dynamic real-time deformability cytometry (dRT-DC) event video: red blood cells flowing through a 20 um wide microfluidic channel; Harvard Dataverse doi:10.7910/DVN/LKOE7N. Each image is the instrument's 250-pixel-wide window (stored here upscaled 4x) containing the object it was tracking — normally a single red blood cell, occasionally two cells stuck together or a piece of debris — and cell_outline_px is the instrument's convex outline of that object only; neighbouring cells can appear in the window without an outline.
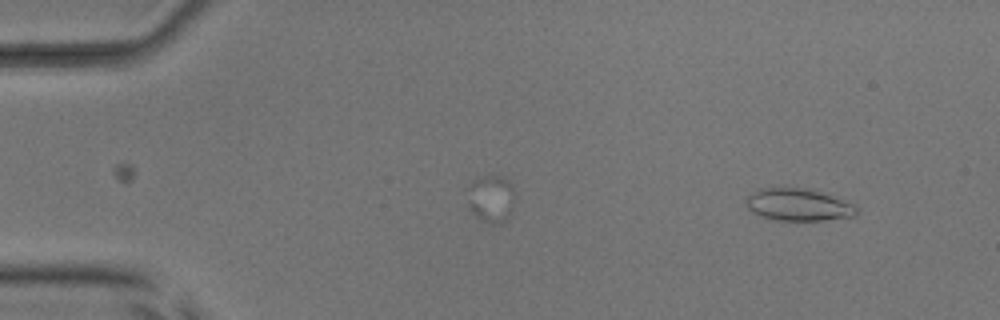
{"species": "common noctule bat (a hibernating species)", "species_latin": "Nyctalus noctula", "temperature_condition": "room temperature", "stored_images_in_passage": 5, "camera_frame_rate_fps": 3000, "um_per_image_px": 0.085, "animal": {"sex": "male", "body_mass_g": 17.9, "forearm_length_mm": 54.2}, "frame": {"image": 1, "passage_image": 1, "time_ms": 0.0, "image_size_px": [1000, 320], "cell_outline_px": [[856, 212], [852, 216], [824, 220], [772, 220], [760, 216], [752, 212], [744, 204], [744, 200], [748, 196], [760, 188], [808, 188], [856, 204]], "centroid_in_image_um": [67.81, 17.4], "position_along_channel_um": 17.2, "area_um2": 20.69}}